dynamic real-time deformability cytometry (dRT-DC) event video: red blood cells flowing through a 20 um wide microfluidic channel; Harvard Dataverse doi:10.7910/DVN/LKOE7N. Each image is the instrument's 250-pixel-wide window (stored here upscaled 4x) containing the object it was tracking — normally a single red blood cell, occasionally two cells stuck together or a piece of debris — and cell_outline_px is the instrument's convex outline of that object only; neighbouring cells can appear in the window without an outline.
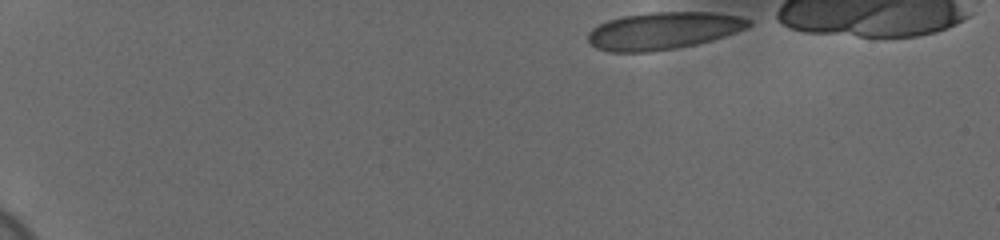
{"species": "human", "species_latin": "Homo sapiens", "temperature_condition": "cold", "stored_images_in_passage": 46, "camera_frame_rate_fps": 3000, "um_per_image_px": 0.085, "donor": {"sex": "female"}, "frame": {"image": 1, "passage_image": 1, "time_ms": 0.0, "image_size_px": [1000, 240], "cell_outline_px": [[752, 24], [748, 28], [712, 40], [696, 44], [648, 52], [608, 52], [596, 48], [588, 44], [588, 32], [592, 28], [608, 20], [620, 16], [652, 12], [712, 12], [740, 16], [752, 20]], "centroid_in_image_um": [56.36, 2.61], "position_along_channel_um": 28.6, "area_um2": 35.08}}
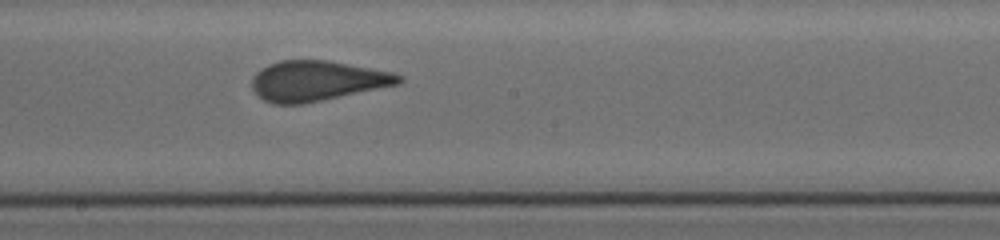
{"frame": {"image": 2, "passage_image": 26, "time_ms": 8.333, "image_size_px": [1000, 240], "cell_outline_px": [[404, 80], [400, 84], [304, 104], [272, 104], [264, 100], [252, 88], [252, 76], [260, 68], [268, 64], [280, 60], [328, 60], [392, 72], [404, 76]], "centroid_in_image_um": [26.95, 6.87], "position_along_channel_um": 221.2, "area_um2": 34.56}}
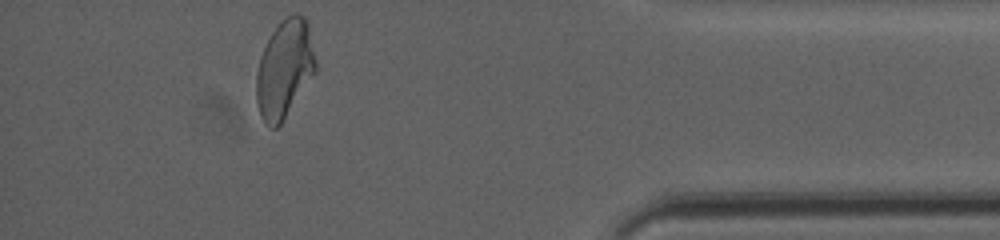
{"frame": {"image": 3, "passage_image": 44, "time_ms": 14.333, "image_size_px": [1000, 240], "cell_outline_px": [[316, 72], [280, 124], [276, 128], [268, 128], [264, 124], [260, 116], [256, 104], [256, 72], [260, 56], [272, 32], [288, 16], [296, 12], [304, 16], [308, 20], [316, 60]], "centroid_in_image_um": [24.18, 5.88], "position_along_channel_um": 411.0, "area_um2": 33.93}}